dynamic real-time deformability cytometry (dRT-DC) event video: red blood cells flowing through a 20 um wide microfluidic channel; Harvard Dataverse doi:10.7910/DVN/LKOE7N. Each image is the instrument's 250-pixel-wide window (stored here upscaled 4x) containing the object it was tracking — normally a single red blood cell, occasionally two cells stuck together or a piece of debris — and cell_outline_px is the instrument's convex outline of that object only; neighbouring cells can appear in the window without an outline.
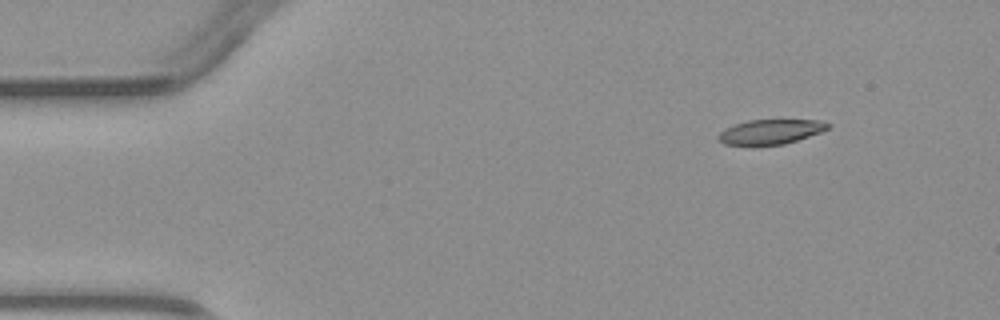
{"species": "common noctule bat (a hibernating species)", "species_latin": "Nyctalus noctula", "temperature_condition": "warm", "stored_images_in_passage": 3, "camera_frame_rate_fps": 3000, "um_per_image_px": 0.085, "animal": {"sex": "male", "body_mass_g": 23.1, "forearm_length_mm": 52.7}, "frame": {"image": 1, "passage_image": 1, "time_ms": 0.0, "image_size_px": [1000, 320], "cell_outline_px": [[832, 124], [828, 128], [820, 132], [784, 144], [724, 144], [716, 136], [724, 128], [748, 120], [820, 120]], "centroid_in_image_um": [65.5, 11.18], "position_along_channel_um": 19.5, "area_um2": 15.43}}